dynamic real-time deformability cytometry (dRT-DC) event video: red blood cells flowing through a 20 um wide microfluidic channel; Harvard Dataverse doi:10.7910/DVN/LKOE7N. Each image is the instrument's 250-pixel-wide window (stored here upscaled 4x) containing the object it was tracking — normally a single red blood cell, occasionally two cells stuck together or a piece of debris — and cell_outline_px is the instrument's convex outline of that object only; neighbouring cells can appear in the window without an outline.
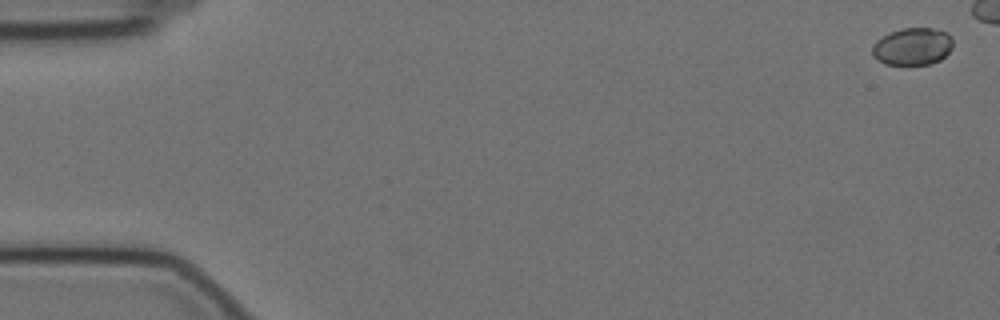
{"species": "Egyptian fruit bat (a non-hibernating species)", "species_latin": "Rousettus aegyptiacus", "temperature_condition": "cold", "stored_images_in_passage": 49, "camera_frame_rate_fps": 3000, "um_per_image_px": 0.085, "animal": {"sex": "female"}, "frame": {"image": 1, "passage_image": 2, "time_ms": 0.333, "image_size_px": [1000, 320], "cell_outline_px": [[952, 48], [940, 60], [928, 64], [884, 64], [872, 56], [872, 44], [876, 40], [892, 32], [904, 28], [932, 28], [948, 32], [952, 40]], "centroid_in_image_um": [77.55, 3.95], "position_along_channel_um": 7.4, "area_um2": 17.46}}
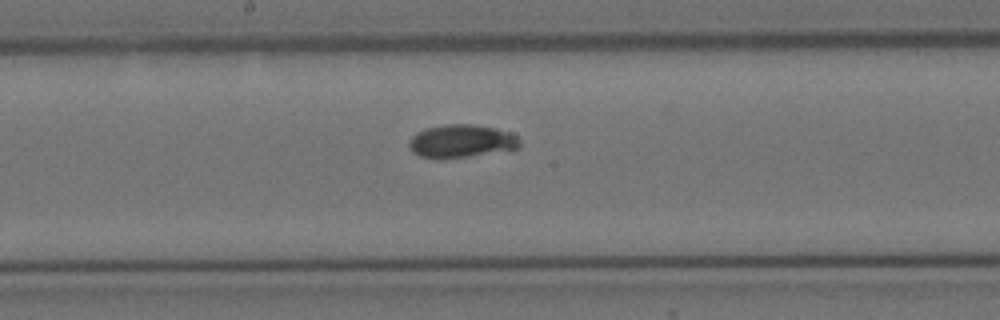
{"frame": {"image": 2, "passage_image": 32, "time_ms": 10.333, "image_size_px": [1000, 320], "cell_outline_px": [[520, 148], [468, 156], [436, 160], [420, 156], [412, 152], [408, 144], [408, 140], [416, 132], [428, 128], [444, 124], [472, 124], [496, 128], [512, 132], [520, 140]], "centroid_in_image_um": [39.19, 12.0], "position_along_channel_um": 209.0, "area_um2": 21.56}}
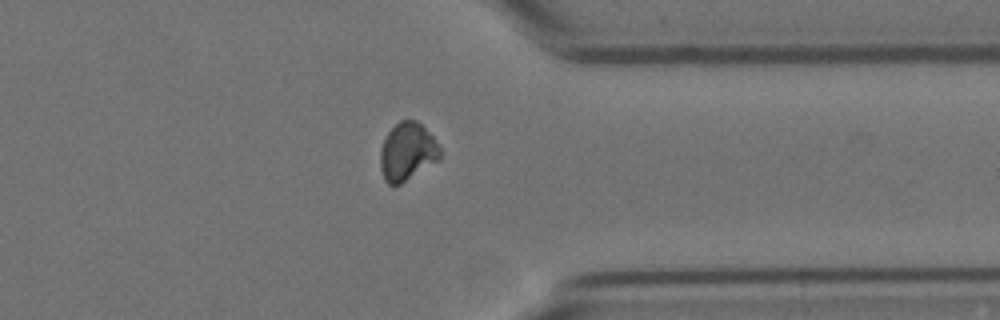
{"frame": {"image": 3, "passage_image": 47, "time_ms": 15.333, "image_size_px": [1000, 320], "cell_outline_px": [[440, 160], [400, 184], [388, 184], [384, 180], [380, 168], [380, 148], [388, 132], [400, 120], [416, 120], [432, 136], [440, 148]], "centroid_in_image_um": [34.61, 12.91], "position_along_channel_um": 376.8, "area_um2": 20.06}}